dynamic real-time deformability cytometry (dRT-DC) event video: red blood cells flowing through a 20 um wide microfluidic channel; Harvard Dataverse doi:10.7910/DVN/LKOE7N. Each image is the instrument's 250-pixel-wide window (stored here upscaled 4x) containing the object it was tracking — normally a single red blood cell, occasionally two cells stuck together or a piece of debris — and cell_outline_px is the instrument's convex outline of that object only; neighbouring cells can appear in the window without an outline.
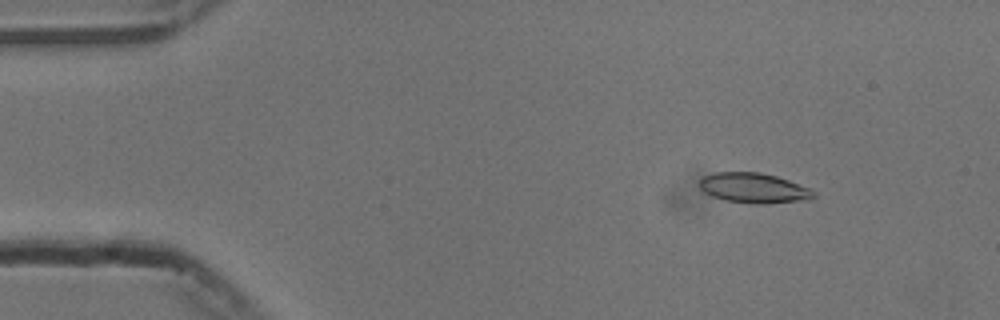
{"species": "common noctule bat (a hibernating species)", "species_latin": "Nyctalus noctula", "temperature_condition": "cold", "stored_images_in_passage": 53, "camera_frame_rate_fps": 3000, "um_per_image_px": 0.085, "animal": {"sex": "male", "body_mass_g": 13.3}, "frame": {"image": 1, "passage_image": 6, "time_ms": 1.667, "image_size_px": [1000, 320], "cell_outline_px": [[816, 196], [812, 200], [764, 204], [752, 204], [724, 200], [712, 196], [704, 192], [700, 188], [700, 180], [704, 176], [712, 172], [760, 172], [776, 176], [788, 180], [808, 188], [816, 192]], "centroid_in_image_um": [64.09, 15.99], "position_along_channel_um": 20.9, "area_um2": 20.23}}
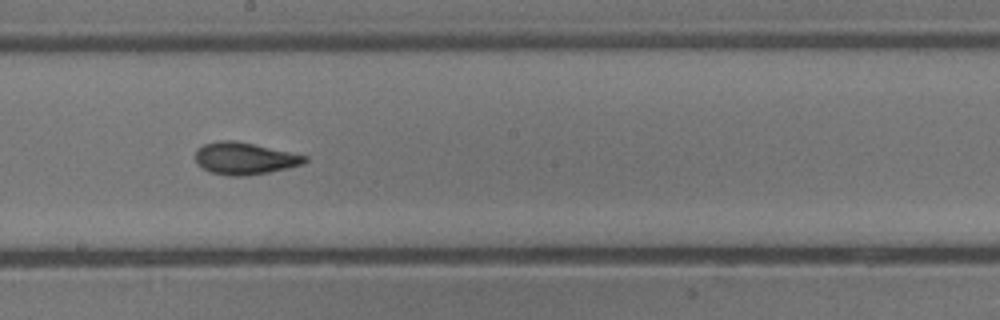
{"frame": {"image": 2, "passage_image": 29, "time_ms": 9.333, "image_size_px": [1000, 320], "cell_outline_px": [[308, 160], [300, 164], [288, 168], [248, 176], [232, 176], [208, 172], [196, 164], [196, 148], [204, 144], [216, 140], [236, 140], [308, 156]], "centroid_in_image_um": [20.74, 13.46], "position_along_channel_um": 227.5, "area_um2": 20.58}}
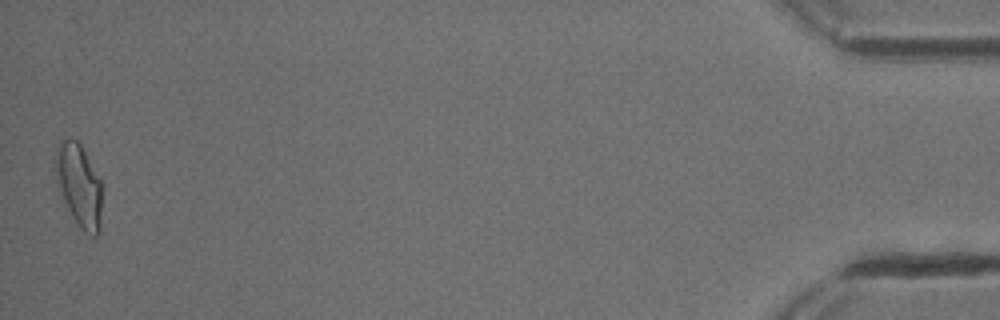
{"frame": {"image": 3, "passage_image": 53, "time_ms": 17.333, "image_size_px": [1000, 320], "cell_outline_px": [[100, 232], [96, 236], [92, 236], [84, 232], [80, 228], [72, 216], [64, 200], [56, 180], [52, 168], [56, 148], [60, 140], [68, 136], [76, 140], [80, 144], [100, 180]], "centroid_in_image_um": [6.66, 15.7], "position_along_channel_um": 428.5, "area_um2": 22.43}, "authors_computed_cell_mechanics": {"area_um2": 19.941, "velocity_mm_per_s": 3.7605, "shape_relaxation_time_tau1_ms": 6.2168, "shape_relaxation_time_tau2_ms": 1.6771, "deformation_change_tau1": 0.1707, "deformation_change_tau2": 0.0775}}